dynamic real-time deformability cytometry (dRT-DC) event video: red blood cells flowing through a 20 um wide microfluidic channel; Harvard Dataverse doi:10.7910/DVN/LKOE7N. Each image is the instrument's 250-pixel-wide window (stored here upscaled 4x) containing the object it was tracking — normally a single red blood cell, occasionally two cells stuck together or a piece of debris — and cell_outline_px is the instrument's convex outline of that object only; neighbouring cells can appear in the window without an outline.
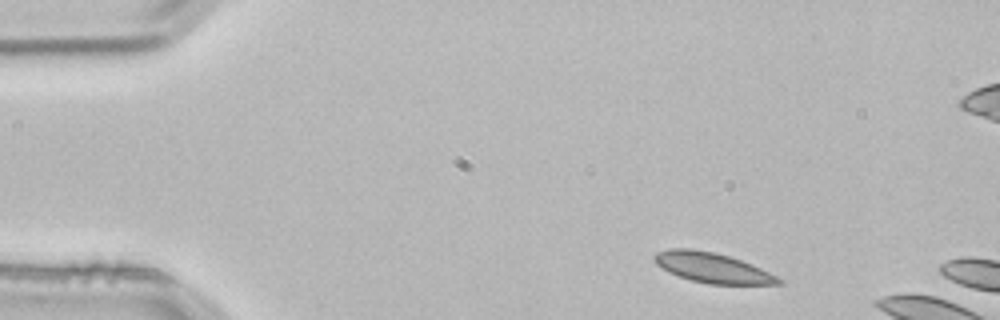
{"species": "common noctule bat (a hibernating species)", "species_latin": "Nyctalus noctula", "temperature_condition": "room temperature", "stored_images_in_passage": 2, "camera_frame_rate_fps": 3000, "um_per_image_px": 0.085, "animal": {"sex": "male", "body_mass_g": 21.5, "forearm_length_mm": 52.0}, "frame": {"image": 1, "passage_image": 1, "time_ms": 0.0, "image_size_px": [1000, 320], "cell_outline_px": [[784, 284], [708, 284], [692, 280], [668, 272], [656, 264], [652, 260], [652, 256], [656, 252], [668, 248], [692, 248], [716, 252], [752, 264], [784, 280]], "centroid_in_image_um": [60.51, 22.74], "position_along_channel_um": 24.5, "area_um2": 21.85}}